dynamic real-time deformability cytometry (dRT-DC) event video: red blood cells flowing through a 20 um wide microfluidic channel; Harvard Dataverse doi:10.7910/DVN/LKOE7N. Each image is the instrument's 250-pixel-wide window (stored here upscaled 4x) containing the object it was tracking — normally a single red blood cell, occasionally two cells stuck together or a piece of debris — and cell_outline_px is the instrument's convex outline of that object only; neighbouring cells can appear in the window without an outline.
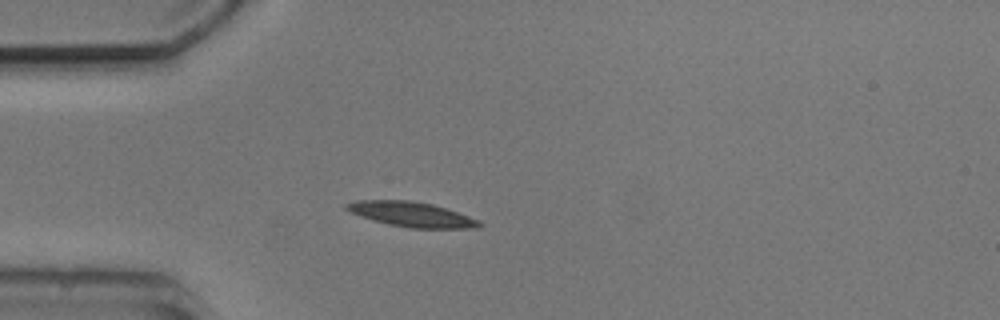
{"species": "common noctule bat (a hibernating species)", "species_latin": "Nyctalus noctula", "temperature_condition": "cold", "stored_images_in_passage": 4, "camera_frame_rate_fps": 3000, "um_per_image_px": 0.085, "animal": {"sex": "male", "body_mass_g": 20.5, "forearm_length_mm": 52.5}, "frame": {"image": 1, "passage_image": 4, "time_ms": 3.333, "image_size_px": [1000, 320], "cell_outline_px": [[484, 224], [480, 228], [408, 228], [388, 224], [372, 220], [348, 212], [344, 208], [344, 204], [356, 200], [408, 200], [432, 204], [480, 220]], "centroid_in_image_um": [34.94, 18.22], "position_along_channel_um": 50.1, "area_um2": 19.36}}